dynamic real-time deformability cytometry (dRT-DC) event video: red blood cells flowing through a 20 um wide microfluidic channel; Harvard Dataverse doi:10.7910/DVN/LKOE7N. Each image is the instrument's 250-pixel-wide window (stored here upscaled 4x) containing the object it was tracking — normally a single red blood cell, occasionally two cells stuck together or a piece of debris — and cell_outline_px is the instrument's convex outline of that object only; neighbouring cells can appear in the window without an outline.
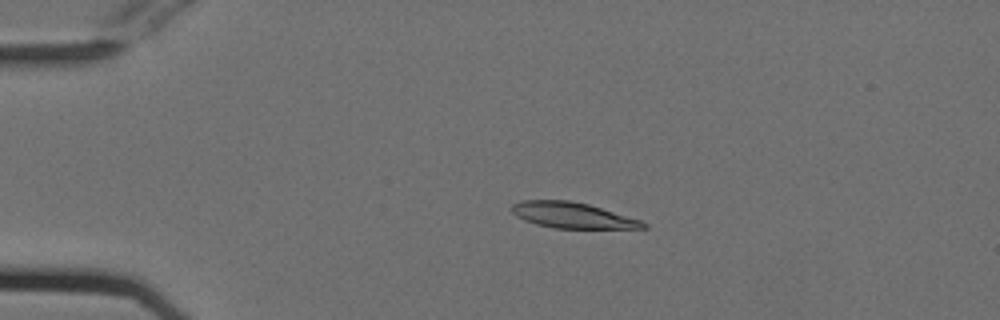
{"species": "Egyptian fruit bat (a non-hibernating species)", "species_latin": "Rousettus aegyptiacus", "temperature_condition": "cold", "stored_images_in_passage": 50, "camera_frame_rate_fps": 3000, "um_per_image_px": 0.085, "animal": {"sex": "female"}, "frame": {"image": 1, "passage_image": 8, "time_ms": 2.333, "image_size_px": [1000, 320], "cell_outline_px": [[648, 228], [552, 228], [536, 224], [524, 220], [516, 216], [512, 212], [512, 204], [520, 200], [568, 200], [588, 204], [640, 220], [648, 224]], "centroid_in_image_um": [48.62, 18.3], "position_along_channel_um": 36.4, "area_um2": 19.59}}
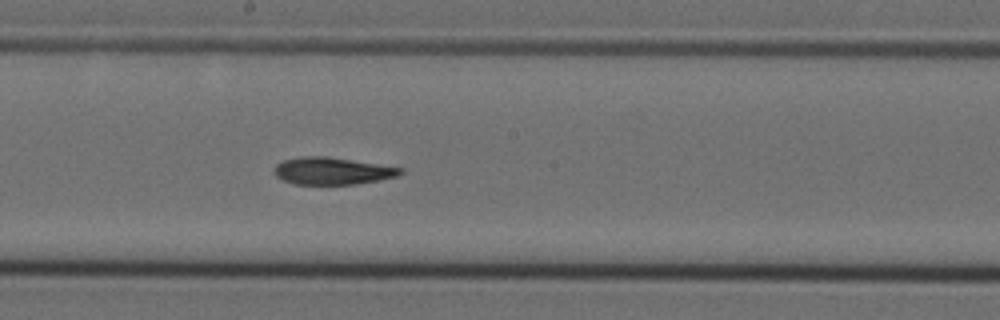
{"frame": {"image": 2, "passage_image": 26, "time_ms": 8.333, "image_size_px": [1000, 320], "cell_outline_px": [[404, 172], [396, 176], [380, 180], [356, 184], [296, 184], [284, 180], [276, 176], [276, 164], [284, 160], [304, 156], [324, 156], [404, 168]], "centroid_in_image_um": [28.28, 14.53], "position_along_channel_um": 219.9, "area_um2": 19.65}}
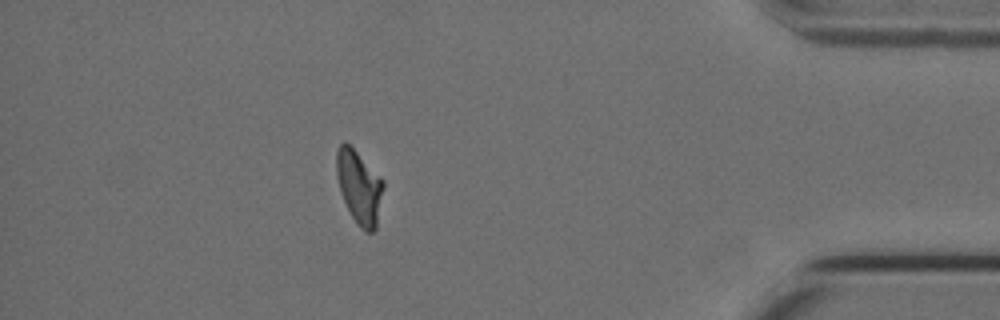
{"frame": {"image": 3, "passage_image": 44, "time_ms": 14.333, "image_size_px": [1000, 320], "cell_outline_px": [[384, 188], [376, 228], [372, 232], [364, 232], [360, 228], [352, 216], [340, 192], [336, 176], [336, 152], [340, 144], [348, 144], [384, 180]], "centroid_in_image_um": [30.54, 15.93], "position_along_channel_um": 404.7, "area_um2": 19.83}, "authors_computed_cell_mechanics": {"area_um2": 20.5479, "velocity_mm_per_s": 3.7739, "shape_relaxation_time_tau1_ms": 9.8613, "shape_relaxation_time_tau2_ms": 4.8319, "deformation_change_tau1": 0.2392, "deformation_change_tau2": 0.1249}}